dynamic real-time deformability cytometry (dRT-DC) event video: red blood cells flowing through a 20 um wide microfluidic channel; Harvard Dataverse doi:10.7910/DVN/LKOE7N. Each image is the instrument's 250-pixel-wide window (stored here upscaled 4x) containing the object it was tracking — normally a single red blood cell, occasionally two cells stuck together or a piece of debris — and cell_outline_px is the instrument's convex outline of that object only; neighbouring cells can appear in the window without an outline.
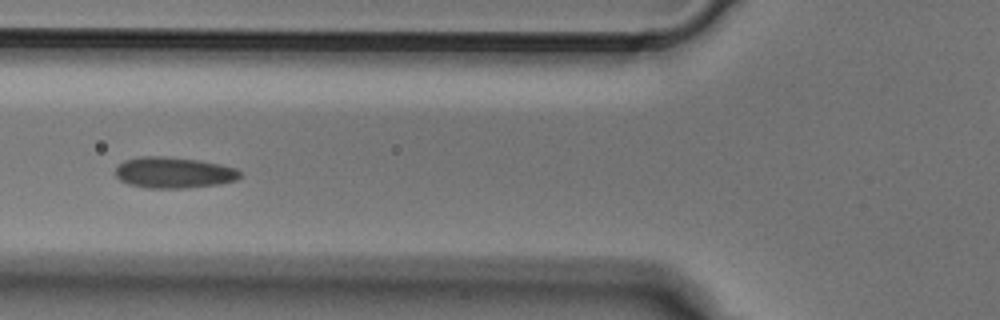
{"species": "Egyptian fruit bat (a non-hibernating species)", "species_latin": "Rousettus aegyptiacus", "temperature_condition": "cold", "stored_images_in_passage": 5, "camera_frame_rate_fps": 3000, "um_per_image_px": 0.085, "animal": {"sex": "male"}, "frame": {"image": 1, "passage_image": 5, "time_ms": 1.333, "image_size_px": [1000, 320], "cell_outline_px": [[240, 176], [236, 180], [220, 184], [184, 188], [144, 188], [128, 184], [120, 180], [116, 176], [116, 168], [124, 160], [140, 156], [164, 156], [200, 160], [220, 164], [236, 168], [240, 172]], "centroid_in_image_um": [14.76, 14.67], "position_along_channel_um": 111.0, "area_um2": 22.66}}